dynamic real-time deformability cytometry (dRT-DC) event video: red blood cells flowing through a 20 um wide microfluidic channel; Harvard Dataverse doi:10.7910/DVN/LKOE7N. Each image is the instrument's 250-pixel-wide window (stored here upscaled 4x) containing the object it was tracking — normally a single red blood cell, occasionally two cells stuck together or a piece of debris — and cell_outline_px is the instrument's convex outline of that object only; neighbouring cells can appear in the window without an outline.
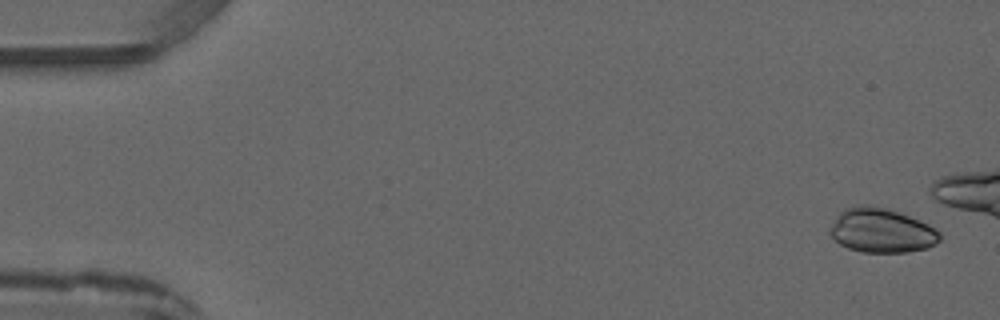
{"species": "common noctule bat (a hibernating species)", "species_latin": "Nyctalus noctula", "temperature_condition": "warm", "stored_images_in_passage": 5, "camera_frame_rate_fps": 3000, "um_per_image_px": 0.085, "animal": {"sex": "male", "forearm_length_mm": 52.5}, "frame": {"image": 1, "passage_image": 1, "time_ms": 0.0, "image_size_px": [1000, 320], "cell_outline_px": [[940, 240], [928, 248], [908, 252], [864, 252], [848, 248], [840, 244], [832, 236], [832, 224], [836, 216], [844, 208], [864, 204], [868, 204], [888, 208], [928, 224], [936, 228], [940, 232]], "centroid_in_image_um": [74.95, 19.59], "position_along_channel_um": 10.0, "area_um2": 28.21}}